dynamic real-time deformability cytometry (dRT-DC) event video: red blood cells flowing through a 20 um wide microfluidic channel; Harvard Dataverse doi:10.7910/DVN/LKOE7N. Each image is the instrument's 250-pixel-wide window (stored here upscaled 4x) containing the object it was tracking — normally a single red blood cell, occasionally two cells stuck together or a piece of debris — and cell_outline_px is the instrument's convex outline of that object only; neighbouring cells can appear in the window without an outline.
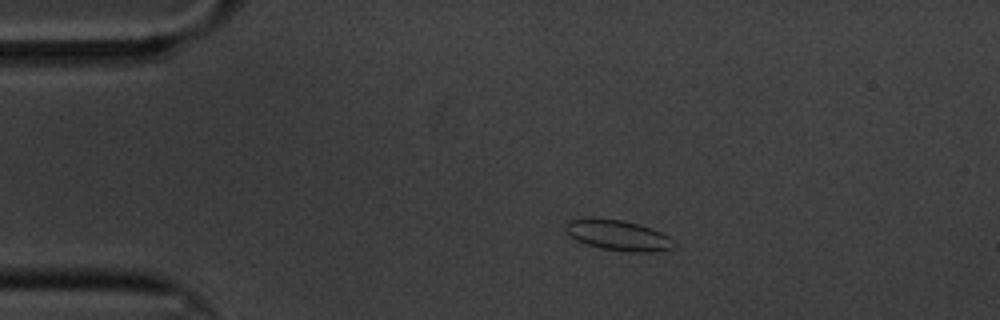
{"species": "common noctule bat (a hibernating species)", "species_latin": "Nyctalus noctula", "temperature_condition": "cold", "stored_images_in_passage": 50, "camera_frame_rate_fps": 3000, "um_per_image_px": 0.085, "animal": {"sex": "male", "body_mass_g": 20.1, "forearm_length_mm": 53.5}, "frame": {"image": 1, "passage_image": 1, "time_ms": 0.0, "image_size_px": [1000, 320], "cell_outline_px": [[676, 248], [656, 252], [628, 252], [600, 248], [576, 240], [568, 236], [568, 220], [624, 220], [640, 224], [652, 228], [668, 236], [676, 244]], "centroid_in_image_um": [52.66, 20.05], "position_along_channel_um": 32.3, "area_um2": 18.79}}
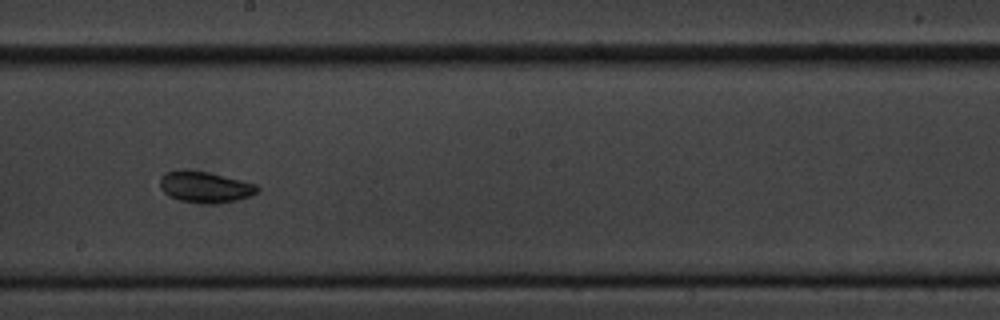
{"frame": {"image": 2, "passage_image": 23, "time_ms": 7.333, "image_size_px": [1000, 320], "cell_outline_px": [[260, 188], [252, 196], [236, 200], [216, 204], [204, 204], [180, 200], [168, 196], [160, 188], [160, 176], [164, 172], [208, 172], [256, 184]], "centroid_in_image_um": [17.45, 15.94], "position_along_channel_um": 230.8, "area_um2": 17.34}}
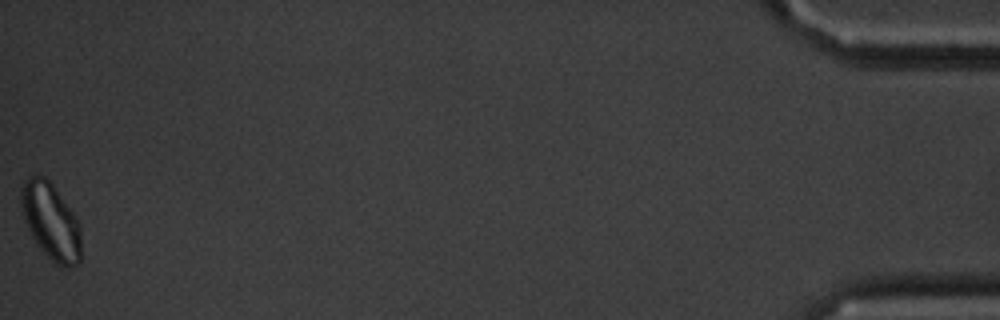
{"frame": {"image": 3, "passage_image": 50, "time_ms": 16.333, "image_size_px": [1000, 320], "cell_outline_px": [[80, 264], [72, 268], [64, 268], [56, 264], [36, 244], [24, 220], [20, 204], [20, 188], [24, 180], [28, 176], [36, 172], [44, 176], [52, 184], [76, 216], [80, 224]], "centroid_in_image_um": [4.31, 18.79], "position_along_channel_um": 430.9, "area_um2": 27.17}, "authors_computed_cell_mechanics": {"area_um2": 17.2533, "velocity_mm_per_s": 3.2887, "shape_relaxation_time_tau1_ms": 2.7494, "shape_relaxation_time_tau2_ms": 3.2164, "deformation_change_tau1": 0.0691, "deformation_change_tau2": 0.0649}}